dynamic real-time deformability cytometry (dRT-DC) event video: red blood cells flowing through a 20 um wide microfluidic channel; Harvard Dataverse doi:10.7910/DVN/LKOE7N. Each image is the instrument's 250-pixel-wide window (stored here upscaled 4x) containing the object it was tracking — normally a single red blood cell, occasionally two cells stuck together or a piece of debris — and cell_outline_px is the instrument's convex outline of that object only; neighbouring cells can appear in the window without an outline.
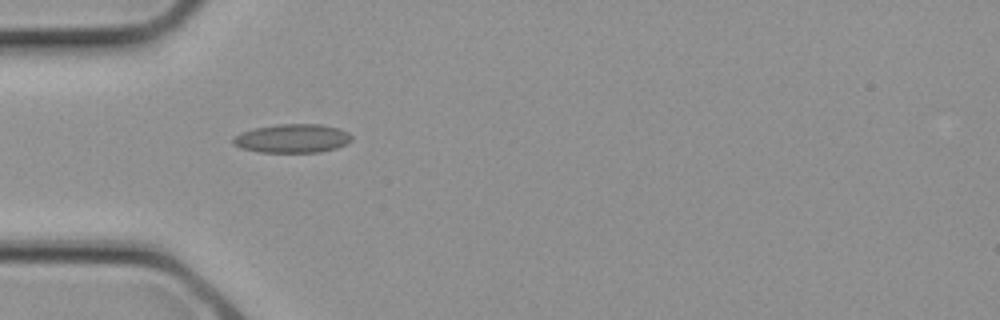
{"species": "common noctule bat (a hibernating species)", "species_latin": "Nyctalus noctula", "temperature_condition": "cold", "stored_images_in_passage": 3, "camera_frame_rate_fps": 3000, "um_per_image_px": 0.085, "animal": {"sex": "female", "body_mass_g": 21.9}, "frame": {"image": 1, "passage_image": 3, "time_ms": 0.667, "image_size_px": [1000, 320], "cell_outline_px": [[352, 140], [336, 148], [320, 152], [260, 152], [240, 148], [232, 144], [232, 140], [236, 136], [244, 132], [256, 128], [276, 124], [320, 124], [340, 128], [348, 132], [352, 136]], "centroid_in_image_um": [24.87, 11.76], "position_along_channel_um": 60.1, "area_um2": 19.77}}